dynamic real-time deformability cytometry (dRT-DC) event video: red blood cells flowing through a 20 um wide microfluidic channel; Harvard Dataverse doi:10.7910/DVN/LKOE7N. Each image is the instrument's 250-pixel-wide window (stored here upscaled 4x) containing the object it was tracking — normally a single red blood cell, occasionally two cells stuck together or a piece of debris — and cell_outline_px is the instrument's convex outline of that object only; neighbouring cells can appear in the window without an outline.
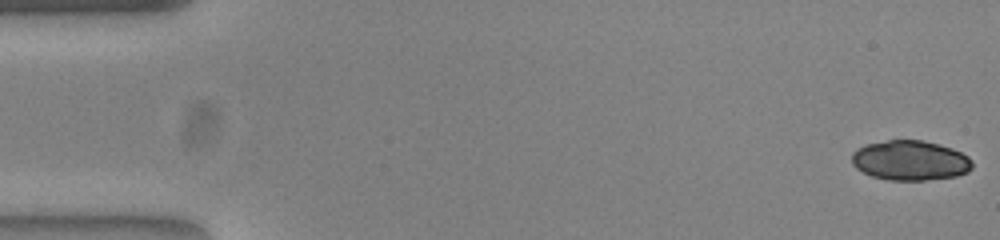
{"species": "common noctule bat (a hibernating species)", "species_latin": "Nyctalus noctula", "temperature_condition": "warm", "stored_images_in_passage": 52, "camera_frame_rate_fps": 3000, "um_per_image_px": 0.085, "animal": {"sex": "female", "body_mass_g": 23.0, "forearm_length_mm": 53.4}, "frame": {"image": 1, "passage_image": 1, "time_ms": 0.0, "image_size_px": [1000, 240], "cell_outline_px": [[972, 168], [968, 172], [956, 176], [924, 180], [888, 180], [872, 176], [856, 168], [852, 164], [852, 152], [856, 148], [868, 144], [888, 140], [920, 140], [952, 148], [968, 156], [972, 160]], "centroid_in_image_um": [77.36, 13.64], "position_along_channel_um": 7.6, "area_um2": 27.92}}